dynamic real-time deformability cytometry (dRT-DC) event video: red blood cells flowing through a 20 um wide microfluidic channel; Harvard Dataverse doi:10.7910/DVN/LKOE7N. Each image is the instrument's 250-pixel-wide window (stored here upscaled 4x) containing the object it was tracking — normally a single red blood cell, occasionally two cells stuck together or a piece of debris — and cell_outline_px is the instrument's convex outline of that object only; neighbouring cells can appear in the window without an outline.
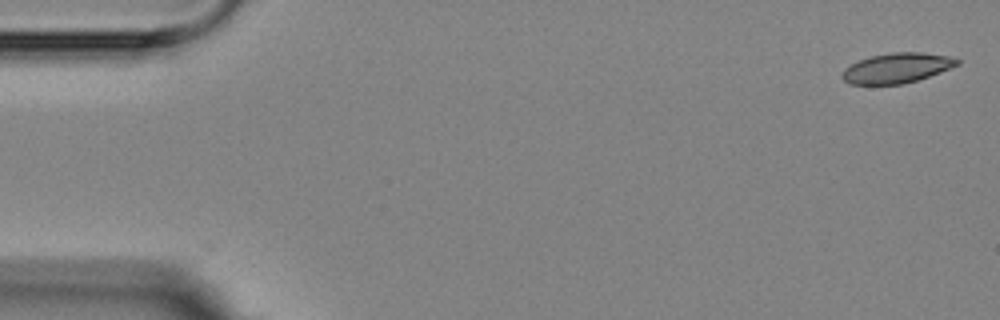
{"species": "Egyptian fruit bat (a non-hibernating species)", "species_latin": "Rousettus aegyptiacus", "temperature_condition": "room temperature", "stored_images_in_passage": 6, "camera_frame_rate_fps": 3000, "um_per_image_px": 0.085, "animal": {"sex": "female"}, "frame": {"image": 1, "passage_image": 1, "time_ms": 0.0, "image_size_px": [1000, 320], "cell_outline_px": [[960, 64], [940, 72], [904, 84], [848, 84], [840, 76], [844, 68], [860, 60], [872, 56], [892, 52], [924, 52], [948, 56], [960, 60]], "centroid_in_image_um": [76.23, 5.78], "position_along_channel_um": 8.8, "area_um2": 20.0}}
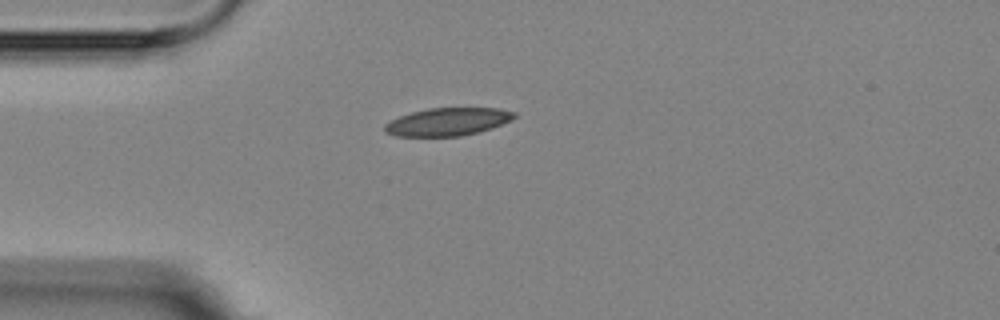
{"frame": {"image": 2, "passage_image": 5, "time_ms": 4.333, "image_size_px": [1000, 320], "cell_outline_px": [[516, 116], [512, 120], [476, 132], [460, 136], [396, 136], [388, 132], [384, 128], [384, 124], [400, 116], [412, 112], [428, 108], [500, 108], [516, 112]], "centroid_in_image_um": [38.06, 10.34], "position_along_channel_um": 46.9, "area_um2": 20.69}}